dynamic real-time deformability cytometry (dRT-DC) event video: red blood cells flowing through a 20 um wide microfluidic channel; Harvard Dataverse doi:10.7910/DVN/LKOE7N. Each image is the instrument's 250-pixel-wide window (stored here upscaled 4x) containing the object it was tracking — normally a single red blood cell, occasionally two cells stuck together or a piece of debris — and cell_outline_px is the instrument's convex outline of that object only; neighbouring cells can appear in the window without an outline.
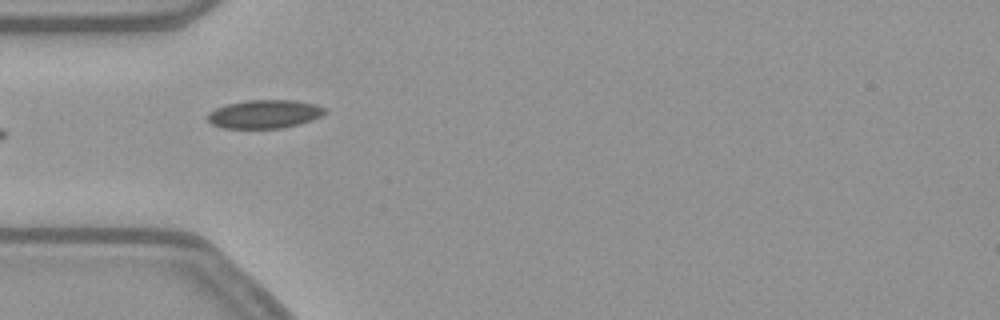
{"species": "common noctule bat (a hibernating species)", "species_latin": "Nyctalus noctula", "temperature_condition": "warm", "stored_images_in_passage": 11, "camera_frame_rate_fps": 3000, "um_per_image_px": 0.085, "animal": {"sex": "female", "body_mass_g": 21.9}, "frame": {"image": 1, "passage_image": 1, "time_ms": 0.0, "image_size_px": [1000, 320], "cell_outline_px": [[328, 112], [312, 120], [280, 128], [224, 128], [212, 124], [208, 120], [208, 112], [216, 108], [228, 104], [244, 100], [296, 100], [316, 104], [328, 108]], "centroid_in_image_um": [22.52, 9.68], "position_along_channel_um": 62.5, "area_um2": 19.48}}